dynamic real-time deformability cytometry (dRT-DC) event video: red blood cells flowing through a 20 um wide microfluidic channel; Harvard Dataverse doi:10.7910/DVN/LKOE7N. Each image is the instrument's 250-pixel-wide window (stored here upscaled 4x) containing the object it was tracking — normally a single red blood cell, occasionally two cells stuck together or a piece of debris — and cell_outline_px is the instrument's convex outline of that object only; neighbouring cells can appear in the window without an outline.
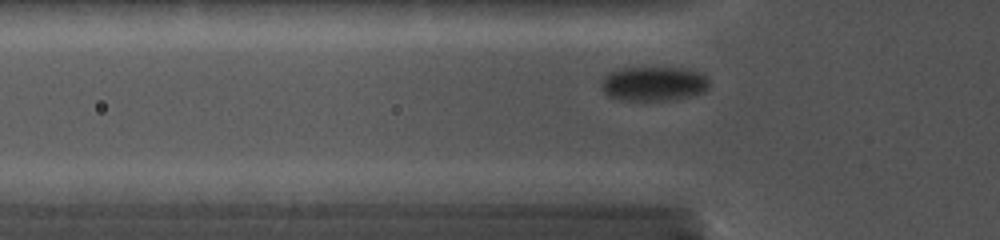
{"species": "common noctule bat (a hibernating species)", "species_latin": "Nyctalus noctula", "temperature_condition": "cold", "stored_images_in_passage": 29, "camera_frame_rate_fps": 5000, "um_per_image_px": 0.085, "animal": {"sex": "female", "body_mass_g": 19.0, "forearm_length_mm": 56.7}, "frame": {"image": 1, "passage_image": 2, "time_ms": 0.4, "image_size_px": [1000, 240], "cell_outline_px": [[708, 88], [704, 92], [684, 96], [648, 100], [632, 100], [608, 96], [600, 88], [600, 80], [608, 72], [620, 68], [684, 68], [704, 72], [708, 76]], "centroid_in_image_um": [55.53, 7.07], "position_along_channel_um": 70.3, "area_um2": 21.39}}
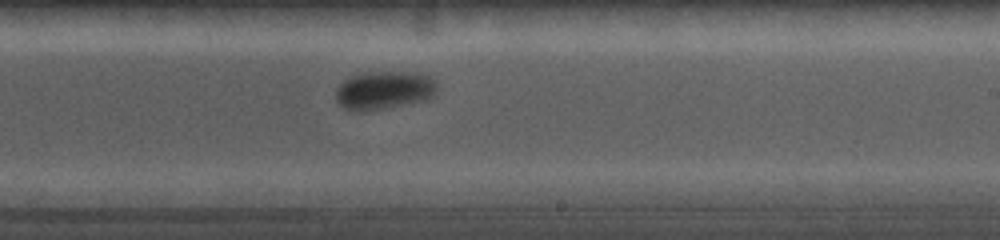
{"frame": {"image": 2, "passage_image": 15, "time_ms": 5.2, "image_size_px": [1000, 240], "cell_outline_px": [[436, 96], [428, 100], [364, 112], [352, 112], [344, 108], [336, 100], [336, 88], [344, 80], [352, 76], [364, 72], [408, 72], [432, 76], [436, 80]], "centroid_in_image_um": [32.66, 7.69], "position_along_channel_um": 256.3, "area_um2": 23.0}}
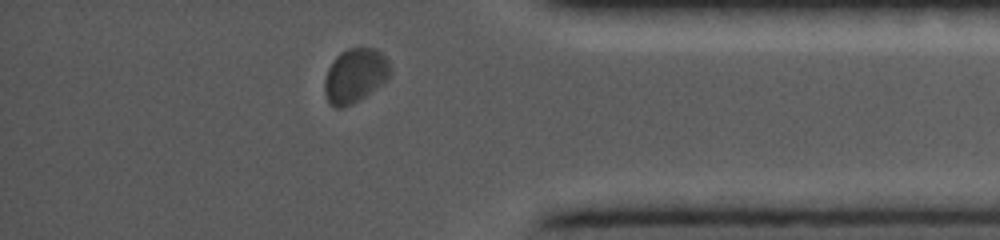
{"frame": {"image": 3, "passage_image": 25, "time_ms": 9.2, "image_size_px": [1000, 240], "cell_outline_px": [[392, 72], [384, 80], [364, 96], [352, 104], [340, 108], [336, 108], [328, 100], [324, 92], [324, 80], [328, 68], [332, 60], [340, 52], [348, 48], [376, 48], [388, 60], [392, 68]], "centroid_in_image_um": [30.16, 6.39], "position_along_channel_um": 405.0, "area_um2": 20.52}}